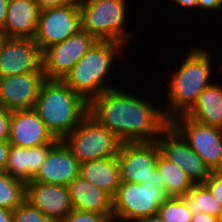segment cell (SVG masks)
<instances>
[{
    "label": "cell",
    "instance_id": "obj_10",
    "mask_svg": "<svg viewBox=\"0 0 222 222\" xmlns=\"http://www.w3.org/2000/svg\"><path fill=\"white\" fill-rule=\"evenodd\" d=\"M98 40L80 29L77 33L42 52V69L48 80H63L73 66Z\"/></svg>",
    "mask_w": 222,
    "mask_h": 222
},
{
    "label": "cell",
    "instance_id": "obj_21",
    "mask_svg": "<svg viewBox=\"0 0 222 222\" xmlns=\"http://www.w3.org/2000/svg\"><path fill=\"white\" fill-rule=\"evenodd\" d=\"M79 176L105 190L112 197L121 185L120 166L117 156L91 160L80 164Z\"/></svg>",
    "mask_w": 222,
    "mask_h": 222
},
{
    "label": "cell",
    "instance_id": "obj_32",
    "mask_svg": "<svg viewBox=\"0 0 222 222\" xmlns=\"http://www.w3.org/2000/svg\"><path fill=\"white\" fill-rule=\"evenodd\" d=\"M197 8L203 11H215L222 9V0H198Z\"/></svg>",
    "mask_w": 222,
    "mask_h": 222
},
{
    "label": "cell",
    "instance_id": "obj_34",
    "mask_svg": "<svg viewBox=\"0 0 222 222\" xmlns=\"http://www.w3.org/2000/svg\"><path fill=\"white\" fill-rule=\"evenodd\" d=\"M191 222H221L219 217L211 216L204 212H199L192 216Z\"/></svg>",
    "mask_w": 222,
    "mask_h": 222
},
{
    "label": "cell",
    "instance_id": "obj_28",
    "mask_svg": "<svg viewBox=\"0 0 222 222\" xmlns=\"http://www.w3.org/2000/svg\"><path fill=\"white\" fill-rule=\"evenodd\" d=\"M60 222H113V214L73 209Z\"/></svg>",
    "mask_w": 222,
    "mask_h": 222
},
{
    "label": "cell",
    "instance_id": "obj_17",
    "mask_svg": "<svg viewBox=\"0 0 222 222\" xmlns=\"http://www.w3.org/2000/svg\"><path fill=\"white\" fill-rule=\"evenodd\" d=\"M26 200L53 222H60L73 210L68 186L26 182Z\"/></svg>",
    "mask_w": 222,
    "mask_h": 222
},
{
    "label": "cell",
    "instance_id": "obj_31",
    "mask_svg": "<svg viewBox=\"0 0 222 222\" xmlns=\"http://www.w3.org/2000/svg\"><path fill=\"white\" fill-rule=\"evenodd\" d=\"M40 10L76 3L78 0H35Z\"/></svg>",
    "mask_w": 222,
    "mask_h": 222
},
{
    "label": "cell",
    "instance_id": "obj_37",
    "mask_svg": "<svg viewBox=\"0 0 222 222\" xmlns=\"http://www.w3.org/2000/svg\"><path fill=\"white\" fill-rule=\"evenodd\" d=\"M0 222H13V211L0 207Z\"/></svg>",
    "mask_w": 222,
    "mask_h": 222
},
{
    "label": "cell",
    "instance_id": "obj_4",
    "mask_svg": "<svg viewBox=\"0 0 222 222\" xmlns=\"http://www.w3.org/2000/svg\"><path fill=\"white\" fill-rule=\"evenodd\" d=\"M124 47L119 42L97 41L73 66L63 81L89 102L95 96L114 88V85L107 83L106 78L111 76L114 62L117 57L120 58Z\"/></svg>",
    "mask_w": 222,
    "mask_h": 222
},
{
    "label": "cell",
    "instance_id": "obj_1",
    "mask_svg": "<svg viewBox=\"0 0 222 222\" xmlns=\"http://www.w3.org/2000/svg\"><path fill=\"white\" fill-rule=\"evenodd\" d=\"M130 93L108 89L88 102V114L122 143L155 142L170 125L163 107Z\"/></svg>",
    "mask_w": 222,
    "mask_h": 222
},
{
    "label": "cell",
    "instance_id": "obj_11",
    "mask_svg": "<svg viewBox=\"0 0 222 222\" xmlns=\"http://www.w3.org/2000/svg\"><path fill=\"white\" fill-rule=\"evenodd\" d=\"M81 29V12L78 1L69 5L52 7L40 11L34 41L42 52L62 43Z\"/></svg>",
    "mask_w": 222,
    "mask_h": 222
},
{
    "label": "cell",
    "instance_id": "obj_12",
    "mask_svg": "<svg viewBox=\"0 0 222 222\" xmlns=\"http://www.w3.org/2000/svg\"><path fill=\"white\" fill-rule=\"evenodd\" d=\"M160 154L185 171L193 184L205 183L212 170L170 124L156 139Z\"/></svg>",
    "mask_w": 222,
    "mask_h": 222
},
{
    "label": "cell",
    "instance_id": "obj_35",
    "mask_svg": "<svg viewBox=\"0 0 222 222\" xmlns=\"http://www.w3.org/2000/svg\"><path fill=\"white\" fill-rule=\"evenodd\" d=\"M8 2L9 0H0V29H3L6 21Z\"/></svg>",
    "mask_w": 222,
    "mask_h": 222
},
{
    "label": "cell",
    "instance_id": "obj_18",
    "mask_svg": "<svg viewBox=\"0 0 222 222\" xmlns=\"http://www.w3.org/2000/svg\"><path fill=\"white\" fill-rule=\"evenodd\" d=\"M40 11L35 0H9L2 29L5 37L34 39Z\"/></svg>",
    "mask_w": 222,
    "mask_h": 222
},
{
    "label": "cell",
    "instance_id": "obj_7",
    "mask_svg": "<svg viewBox=\"0 0 222 222\" xmlns=\"http://www.w3.org/2000/svg\"><path fill=\"white\" fill-rule=\"evenodd\" d=\"M167 198L166 193L153 184L121 182L113 197V222H135L158 214Z\"/></svg>",
    "mask_w": 222,
    "mask_h": 222
},
{
    "label": "cell",
    "instance_id": "obj_22",
    "mask_svg": "<svg viewBox=\"0 0 222 222\" xmlns=\"http://www.w3.org/2000/svg\"><path fill=\"white\" fill-rule=\"evenodd\" d=\"M189 118L222 129V86L214 82L198 96L195 105L185 114Z\"/></svg>",
    "mask_w": 222,
    "mask_h": 222
},
{
    "label": "cell",
    "instance_id": "obj_13",
    "mask_svg": "<svg viewBox=\"0 0 222 222\" xmlns=\"http://www.w3.org/2000/svg\"><path fill=\"white\" fill-rule=\"evenodd\" d=\"M43 72L42 50L29 38L6 37L0 48V78Z\"/></svg>",
    "mask_w": 222,
    "mask_h": 222
},
{
    "label": "cell",
    "instance_id": "obj_19",
    "mask_svg": "<svg viewBox=\"0 0 222 222\" xmlns=\"http://www.w3.org/2000/svg\"><path fill=\"white\" fill-rule=\"evenodd\" d=\"M55 144H42L32 148L10 144L6 172L24 182L31 181Z\"/></svg>",
    "mask_w": 222,
    "mask_h": 222
},
{
    "label": "cell",
    "instance_id": "obj_9",
    "mask_svg": "<svg viewBox=\"0 0 222 222\" xmlns=\"http://www.w3.org/2000/svg\"><path fill=\"white\" fill-rule=\"evenodd\" d=\"M170 124L212 171H222V129L204 125L186 115L175 117Z\"/></svg>",
    "mask_w": 222,
    "mask_h": 222
},
{
    "label": "cell",
    "instance_id": "obj_16",
    "mask_svg": "<svg viewBox=\"0 0 222 222\" xmlns=\"http://www.w3.org/2000/svg\"><path fill=\"white\" fill-rule=\"evenodd\" d=\"M58 141L47 129L34 108L12 111L10 144L32 148L42 144L57 143Z\"/></svg>",
    "mask_w": 222,
    "mask_h": 222
},
{
    "label": "cell",
    "instance_id": "obj_6",
    "mask_svg": "<svg viewBox=\"0 0 222 222\" xmlns=\"http://www.w3.org/2000/svg\"><path fill=\"white\" fill-rule=\"evenodd\" d=\"M80 164L117 156L122 142L87 114L63 140Z\"/></svg>",
    "mask_w": 222,
    "mask_h": 222
},
{
    "label": "cell",
    "instance_id": "obj_14",
    "mask_svg": "<svg viewBox=\"0 0 222 222\" xmlns=\"http://www.w3.org/2000/svg\"><path fill=\"white\" fill-rule=\"evenodd\" d=\"M44 72H29L0 78V108L32 109L46 81Z\"/></svg>",
    "mask_w": 222,
    "mask_h": 222
},
{
    "label": "cell",
    "instance_id": "obj_3",
    "mask_svg": "<svg viewBox=\"0 0 222 222\" xmlns=\"http://www.w3.org/2000/svg\"><path fill=\"white\" fill-rule=\"evenodd\" d=\"M34 110L58 140H64L88 114V102L63 80H46Z\"/></svg>",
    "mask_w": 222,
    "mask_h": 222
},
{
    "label": "cell",
    "instance_id": "obj_30",
    "mask_svg": "<svg viewBox=\"0 0 222 222\" xmlns=\"http://www.w3.org/2000/svg\"><path fill=\"white\" fill-rule=\"evenodd\" d=\"M12 111L0 108V141H9Z\"/></svg>",
    "mask_w": 222,
    "mask_h": 222
},
{
    "label": "cell",
    "instance_id": "obj_5",
    "mask_svg": "<svg viewBox=\"0 0 222 222\" xmlns=\"http://www.w3.org/2000/svg\"><path fill=\"white\" fill-rule=\"evenodd\" d=\"M128 1L78 0L81 12V29L94 36L98 41H114L125 46L133 37V33L127 31L125 26Z\"/></svg>",
    "mask_w": 222,
    "mask_h": 222
},
{
    "label": "cell",
    "instance_id": "obj_8",
    "mask_svg": "<svg viewBox=\"0 0 222 222\" xmlns=\"http://www.w3.org/2000/svg\"><path fill=\"white\" fill-rule=\"evenodd\" d=\"M160 149L157 142L122 143L117 154L121 182L153 184L165 192L160 182L157 161Z\"/></svg>",
    "mask_w": 222,
    "mask_h": 222
},
{
    "label": "cell",
    "instance_id": "obj_29",
    "mask_svg": "<svg viewBox=\"0 0 222 222\" xmlns=\"http://www.w3.org/2000/svg\"><path fill=\"white\" fill-rule=\"evenodd\" d=\"M204 184L222 206V171H212Z\"/></svg>",
    "mask_w": 222,
    "mask_h": 222
},
{
    "label": "cell",
    "instance_id": "obj_24",
    "mask_svg": "<svg viewBox=\"0 0 222 222\" xmlns=\"http://www.w3.org/2000/svg\"><path fill=\"white\" fill-rule=\"evenodd\" d=\"M181 198L185 201L192 215L204 212L211 216L221 217L222 206L204 183L194 184L192 189Z\"/></svg>",
    "mask_w": 222,
    "mask_h": 222
},
{
    "label": "cell",
    "instance_id": "obj_15",
    "mask_svg": "<svg viewBox=\"0 0 222 222\" xmlns=\"http://www.w3.org/2000/svg\"><path fill=\"white\" fill-rule=\"evenodd\" d=\"M80 173V163L63 140L48 152L46 160L31 181L68 186Z\"/></svg>",
    "mask_w": 222,
    "mask_h": 222
},
{
    "label": "cell",
    "instance_id": "obj_27",
    "mask_svg": "<svg viewBox=\"0 0 222 222\" xmlns=\"http://www.w3.org/2000/svg\"><path fill=\"white\" fill-rule=\"evenodd\" d=\"M13 222H53L39 208L25 200L13 210Z\"/></svg>",
    "mask_w": 222,
    "mask_h": 222
},
{
    "label": "cell",
    "instance_id": "obj_36",
    "mask_svg": "<svg viewBox=\"0 0 222 222\" xmlns=\"http://www.w3.org/2000/svg\"><path fill=\"white\" fill-rule=\"evenodd\" d=\"M173 3H176L177 6L180 8L184 7L183 9H194L197 8L198 0H172Z\"/></svg>",
    "mask_w": 222,
    "mask_h": 222
},
{
    "label": "cell",
    "instance_id": "obj_39",
    "mask_svg": "<svg viewBox=\"0 0 222 222\" xmlns=\"http://www.w3.org/2000/svg\"><path fill=\"white\" fill-rule=\"evenodd\" d=\"M5 38L6 37H5L4 32L2 31V29H0V48Z\"/></svg>",
    "mask_w": 222,
    "mask_h": 222
},
{
    "label": "cell",
    "instance_id": "obj_26",
    "mask_svg": "<svg viewBox=\"0 0 222 222\" xmlns=\"http://www.w3.org/2000/svg\"><path fill=\"white\" fill-rule=\"evenodd\" d=\"M158 214L165 222H191L193 216L181 197H168Z\"/></svg>",
    "mask_w": 222,
    "mask_h": 222
},
{
    "label": "cell",
    "instance_id": "obj_33",
    "mask_svg": "<svg viewBox=\"0 0 222 222\" xmlns=\"http://www.w3.org/2000/svg\"><path fill=\"white\" fill-rule=\"evenodd\" d=\"M9 148V141H0V172L6 171Z\"/></svg>",
    "mask_w": 222,
    "mask_h": 222
},
{
    "label": "cell",
    "instance_id": "obj_20",
    "mask_svg": "<svg viewBox=\"0 0 222 222\" xmlns=\"http://www.w3.org/2000/svg\"><path fill=\"white\" fill-rule=\"evenodd\" d=\"M73 209L113 214V197L105 190L78 176L68 185Z\"/></svg>",
    "mask_w": 222,
    "mask_h": 222
},
{
    "label": "cell",
    "instance_id": "obj_38",
    "mask_svg": "<svg viewBox=\"0 0 222 222\" xmlns=\"http://www.w3.org/2000/svg\"><path fill=\"white\" fill-rule=\"evenodd\" d=\"M135 222H165L159 214L151 215L148 217H143Z\"/></svg>",
    "mask_w": 222,
    "mask_h": 222
},
{
    "label": "cell",
    "instance_id": "obj_25",
    "mask_svg": "<svg viewBox=\"0 0 222 222\" xmlns=\"http://www.w3.org/2000/svg\"><path fill=\"white\" fill-rule=\"evenodd\" d=\"M26 200V182L0 172V207L13 211Z\"/></svg>",
    "mask_w": 222,
    "mask_h": 222
},
{
    "label": "cell",
    "instance_id": "obj_23",
    "mask_svg": "<svg viewBox=\"0 0 222 222\" xmlns=\"http://www.w3.org/2000/svg\"><path fill=\"white\" fill-rule=\"evenodd\" d=\"M157 170L160 172V182L165 186V193L168 197H182L194 185L184 170L161 154L157 161Z\"/></svg>",
    "mask_w": 222,
    "mask_h": 222
},
{
    "label": "cell",
    "instance_id": "obj_2",
    "mask_svg": "<svg viewBox=\"0 0 222 222\" xmlns=\"http://www.w3.org/2000/svg\"><path fill=\"white\" fill-rule=\"evenodd\" d=\"M192 48L167 82L168 107L163 111L170 122L185 115L195 105L200 93L213 83L210 81L214 71L211 53L201 47Z\"/></svg>",
    "mask_w": 222,
    "mask_h": 222
}]
</instances>
